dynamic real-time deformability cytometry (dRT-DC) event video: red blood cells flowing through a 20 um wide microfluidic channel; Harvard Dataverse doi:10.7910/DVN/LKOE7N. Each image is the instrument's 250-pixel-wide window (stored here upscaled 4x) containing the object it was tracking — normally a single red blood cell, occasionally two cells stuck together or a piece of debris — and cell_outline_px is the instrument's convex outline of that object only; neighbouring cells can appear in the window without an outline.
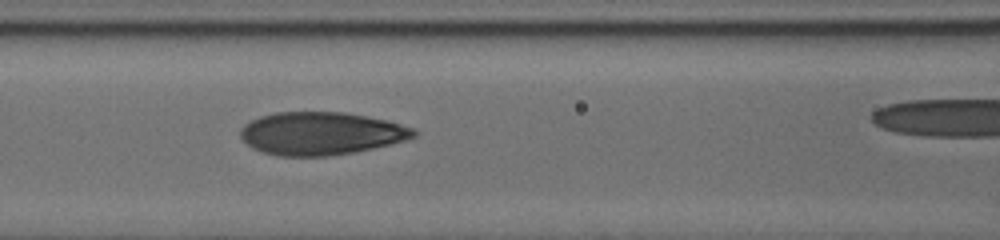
{"species": "human", "species_latin": "Homo sapiens", "temperature_condition": "cold", "stored_images_in_passage": 9, "segment_of_instrument_passage": [1, 2], "camera_frame_rate_fps": 3000, "um_per_image_px": 0.085, "donor": {"sex": "male"}, "frame": {"image": 1, "passage_image": 8, "time_ms": 7.0, "image_size_px": [1000, 240], "cell_outline_px": [[420, 132], [416, 136], [408, 140], [392, 144], [352, 152], [328, 156], [276, 156], [260, 152], [252, 148], [240, 136], [240, 132], [244, 124], [260, 116], [276, 112], [344, 112], [388, 120], [412, 128]], "centroid_in_image_um": [27.3, 11.34], "position_along_channel_um": 139.3, "area_um2": 43.47}}